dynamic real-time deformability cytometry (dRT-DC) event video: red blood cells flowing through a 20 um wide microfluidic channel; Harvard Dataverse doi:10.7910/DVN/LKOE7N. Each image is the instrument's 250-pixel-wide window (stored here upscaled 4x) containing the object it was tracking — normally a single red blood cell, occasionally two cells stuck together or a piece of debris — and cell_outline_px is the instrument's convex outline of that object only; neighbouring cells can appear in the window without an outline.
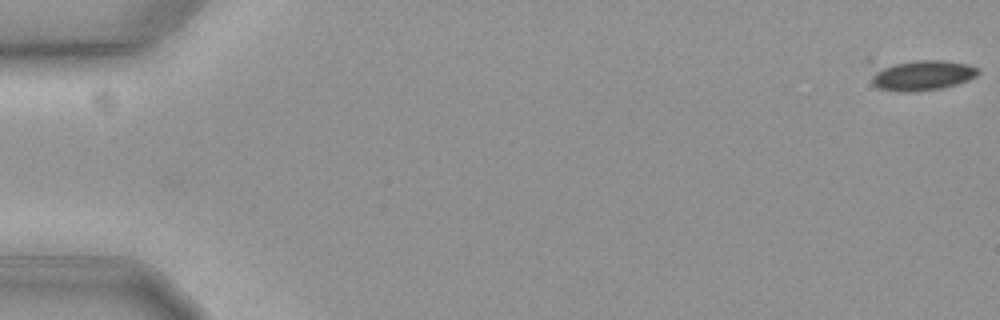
{"species": "common noctule bat (a hibernating species)", "species_latin": "Nyctalus noctula", "temperature_condition": "cold", "stored_images_in_passage": 16, "camera_frame_rate_fps": 3000, "um_per_image_px": 0.085, "animal": {"sex": "female", "body_mass_g": 19.3, "forearm_length_mm": 54.1}, "frame": {"image": 1, "passage_image": 1, "time_ms": 0.0, "image_size_px": [1000, 320], "cell_outline_px": [[980, 72], [976, 76], [968, 80], [956, 84], [940, 88], [912, 92], [900, 92], [880, 88], [872, 84], [868, 60], [868, 56], [944, 60], [968, 64], [980, 68]], "centroid_in_image_um": [78.01, 6.25], "position_along_channel_um": 7.0, "area_um2": 21.62}}
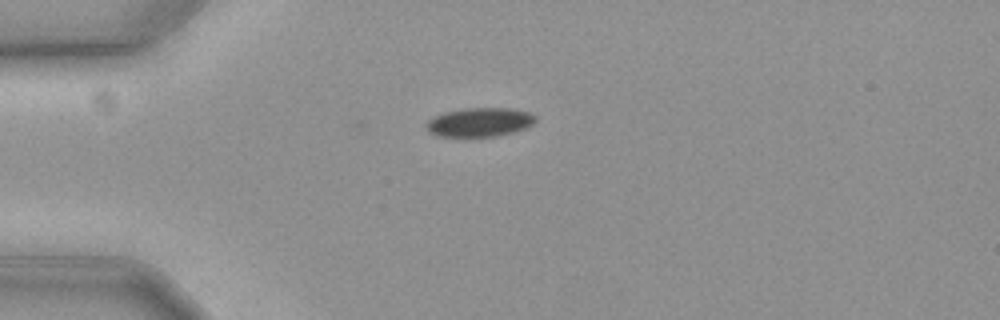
{"frame": {"image": 2, "passage_image": 16, "time_ms": 5.0, "image_size_px": [1000, 320], "cell_outline_px": [[536, 120], [532, 124], [524, 128], [492, 136], [440, 136], [432, 132], [428, 128], [428, 120], [432, 116], [444, 112], [464, 108], [512, 108], [528, 112], [536, 116]], "centroid_in_image_um": [40.77, 10.35], "position_along_channel_um": 44.2, "area_um2": 17.98}}